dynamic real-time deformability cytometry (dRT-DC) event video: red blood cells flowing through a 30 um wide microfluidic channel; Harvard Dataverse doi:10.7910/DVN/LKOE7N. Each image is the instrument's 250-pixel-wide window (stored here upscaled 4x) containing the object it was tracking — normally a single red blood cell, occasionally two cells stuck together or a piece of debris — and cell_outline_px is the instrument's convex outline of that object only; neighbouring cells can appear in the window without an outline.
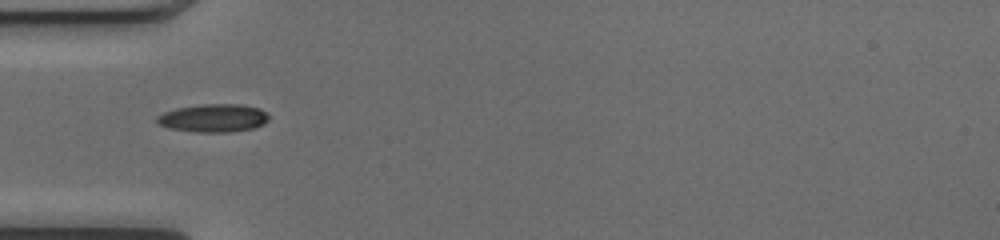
{"species": "common noctule bat (a hibernating species)", "species_latin": "Nyctalus noctula", "temperature_condition": "cold", "stored_images_in_passage": 35, "camera_frame_rate_fps": 3000, "um_per_image_px": 0.085, "animal": {"sex": "female", "body_mass_g": 17.0, "forearm_length_mm": 48.0}, "frame": {"image": 1, "passage_image": 1, "time_ms": 0.0, "image_size_px": [1000, 240], "cell_outline_px": [[268, 120], [264, 124], [252, 128], [228, 132], [196, 132], [168, 128], [160, 124], [156, 120], [156, 116], [164, 112], [176, 108], [200, 104], [240, 104], [260, 108], [268, 116]], "centroid_in_image_um": [18.12, 10.03], "position_along_channel_um": 66.9, "area_um2": 18.26}}
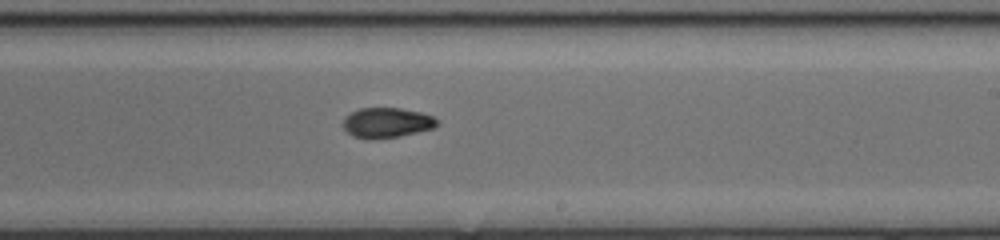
{"frame": {"image": 2, "passage_image": 15, "time_ms": 4.667, "image_size_px": [1000, 240], "cell_outline_px": [[440, 120], [432, 128], [400, 136], [352, 136], [344, 128], [344, 116], [360, 108], [400, 108], [420, 112], [432, 116]], "centroid_in_image_um": [32.9, 10.38], "position_along_channel_um": 256.1, "area_um2": 15.72}}
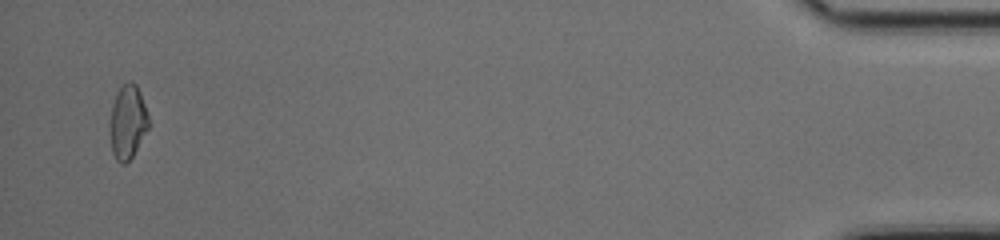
{"frame": {"image": 3, "passage_image": 34, "time_ms": 11.0, "image_size_px": [1000, 240], "cell_outline_px": [[148, 128], [132, 156], [124, 164], [120, 164], [116, 160], [112, 152], [108, 124], [112, 104], [116, 92], [128, 80], [132, 80], [136, 84], [140, 92], [148, 116]], "centroid_in_image_um": [10.81, 10.35], "position_along_channel_um": 424.4, "area_um2": 16.76}, "authors_computed_cell_mechanics": {"area_um2": 16.5886, "velocity_mm_per_s": 4.0528, "shape_relaxation_time_tau1_ms": null, "shape_relaxation_time_tau2_ms": 3.0326, "deformation_change_tau1": null, "deformation_change_tau2": 0.0762}}